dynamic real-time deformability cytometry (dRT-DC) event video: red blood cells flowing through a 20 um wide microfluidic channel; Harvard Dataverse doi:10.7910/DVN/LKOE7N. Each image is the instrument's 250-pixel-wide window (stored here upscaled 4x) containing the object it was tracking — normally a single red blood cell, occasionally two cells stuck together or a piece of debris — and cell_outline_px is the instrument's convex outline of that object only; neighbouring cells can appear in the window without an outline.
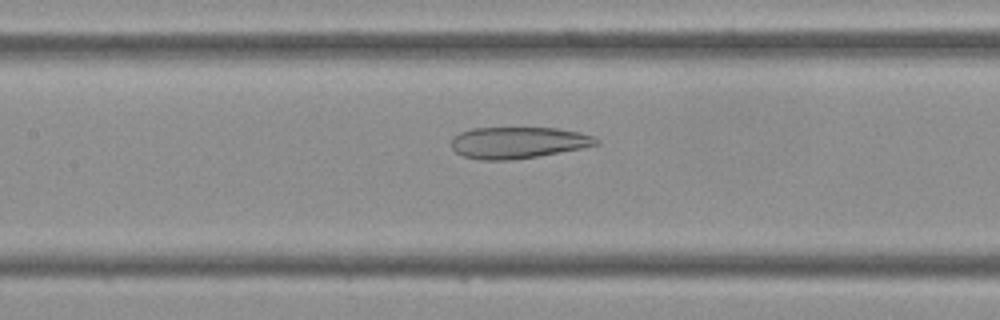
{"species": "Egyptian fruit bat (a non-hibernating species)", "species_latin": "Rousettus aegyptiacus", "temperature_condition": "cold", "stored_images_in_passage": 44, "camera_frame_rate_fps": 3000, "um_per_image_px": 0.085, "frame": {"image": 1, "passage_image": 20, "time_ms": 6.333, "image_size_px": [1000, 320], "cell_outline_px": [[600, 144], [580, 148], [536, 156], [512, 160], [480, 160], [464, 156], [456, 152], [452, 148], [452, 136], [460, 132], [472, 128], [556, 128], [580, 132], [592, 136], [600, 140]], "centroid_in_image_um": [44.01, 12.12], "position_along_channel_um": 163.4, "area_um2": 26.47}}
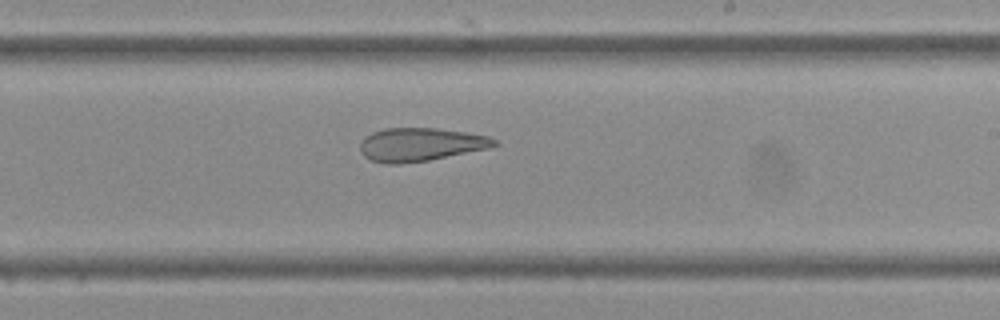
{"frame": {"image": 2, "passage_image": 26, "time_ms": 8.333, "image_size_px": [1000, 320], "cell_outline_px": [[500, 144], [488, 148], [428, 160], [400, 164], [388, 164], [372, 160], [364, 156], [360, 152], [360, 144], [364, 136], [372, 132], [384, 128], [436, 128], [464, 132], [488, 136], [496, 140]], "centroid_in_image_um": [35.71, 12.28], "position_along_channel_um": 253.3, "area_um2": 25.95}}
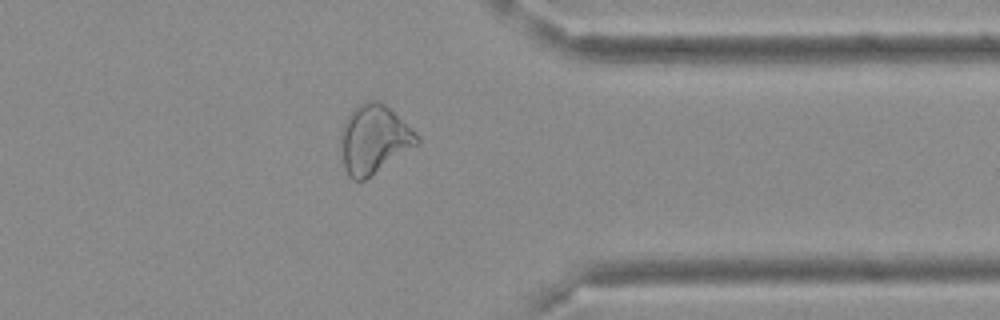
{"frame": {"image": 3, "passage_image": 35, "time_ms": 11.333, "image_size_px": [1000, 320], "cell_outline_px": [[420, 144], [372, 176], [364, 180], [352, 180], [348, 176], [344, 168], [340, 140], [340, 132], [344, 120], [360, 104], [368, 100], [380, 100], [416, 132], [420, 136]], "centroid_in_image_um": [31.8, 11.87], "position_along_channel_um": 379.6, "area_um2": 30.75}}